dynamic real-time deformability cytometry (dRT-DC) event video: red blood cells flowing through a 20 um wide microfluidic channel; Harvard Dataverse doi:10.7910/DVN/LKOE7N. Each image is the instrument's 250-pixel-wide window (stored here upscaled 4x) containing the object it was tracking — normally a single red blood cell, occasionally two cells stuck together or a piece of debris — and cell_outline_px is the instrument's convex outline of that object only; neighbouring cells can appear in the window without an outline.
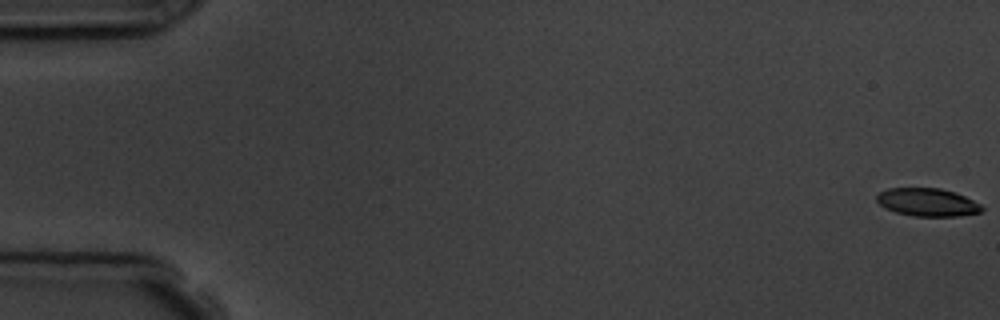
{"species": "common noctule bat (a hibernating species)", "species_latin": "Nyctalus noctula", "temperature_condition": "room temperature", "stored_images_in_passage": 10, "camera_frame_rate_fps": 3000, "um_per_image_px": 0.085, "animal": {"sex": "male", "body_mass_g": 19.5, "forearm_length_mm": 54.6}, "frame": {"image": 1, "passage_image": 1, "time_ms": 0.0, "image_size_px": [1000, 320], "cell_outline_px": [[984, 208], [980, 212], [960, 216], [912, 216], [896, 212], [884, 208], [876, 200], [876, 196], [880, 192], [888, 188], [940, 188], [964, 196], [980, 204]], "centroid_in_image_um": [78.81, 17.2], "position_along_channel_um": 6.2, "area_um2": 17.05}}
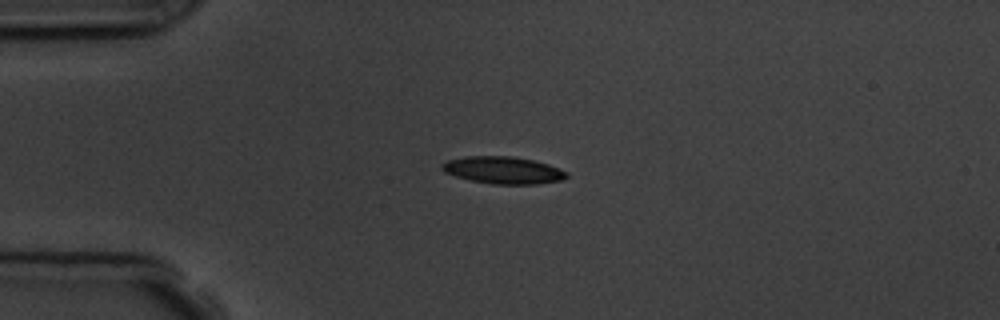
{"frame": {"image": 2, "passage_image": 5, "time_ms": 4.333, "image_size_px": [1000, 320], "cell_outline_px": [[568, 176], [564, 180], [536, 184], [492, 184], [472, 180], [456, 176], [444, 172], [440, 168], [440, 164], [448, 160], [464, 156], [512, 156], [532, 160], [548, 164], [560, 168], [568, 172]], "centroid_in_image_um": [42.78, 14.46], "position_along_channel_um": 42.2, "area_um2": 19.83}}